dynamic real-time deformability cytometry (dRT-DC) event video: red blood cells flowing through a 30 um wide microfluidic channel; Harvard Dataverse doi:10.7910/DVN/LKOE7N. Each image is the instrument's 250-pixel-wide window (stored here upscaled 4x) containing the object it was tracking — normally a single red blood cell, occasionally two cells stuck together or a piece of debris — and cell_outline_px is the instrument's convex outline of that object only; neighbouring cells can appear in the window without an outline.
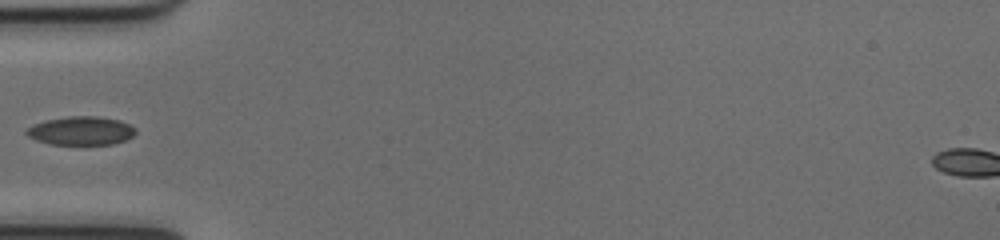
{"species": "common noctule bat (a hibernating species)", "species_latin": "Nyctalus noctula", "temperature_condition": "cold", "stored_images_in_passage": 33, "camera_frame_rate_fps": 3000, "um_per_image_px": 0.085, "animal": {"sex": "female", "body_mass_g": 17.0, "forearm_length_mm": 48.0}, "frame": {"image": 1, "passage_image": 1, "time_ms": 0.0, "image_size_px": [1000, 240], "cell_outline_px": [[136, 132], [132, 136], [124, 140], [112, 144], [48, 144], [36, 140], [28, 136], [24, 132], [28, 128], [36, 124], [48, 120], [68, 116], [96, 116], [120, 120], [136, 128]], "centroid_in_image_um": [6.9, 11.11], "position_along_channel_um": 78.1, "area_um2": 17.98}}
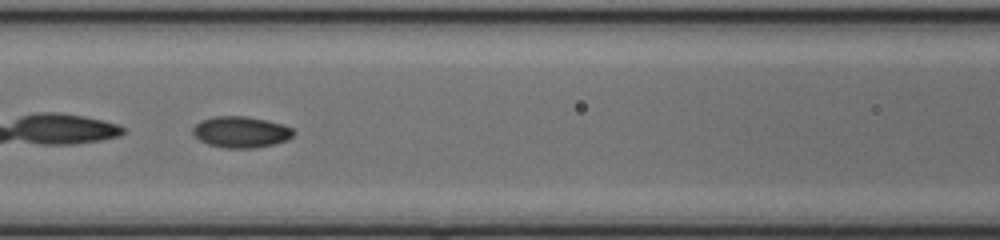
{"frame": {"image": 2, "passage_image": 6, "time_ms": 1.667, "image_size_px": [1000, 240], "cell_outline_px": [[296, 132], [288, 140], [276, 144], [252, 148], [224, 148], [208, 144], [200, 140], [192, 132], [192, 128], [200, 120], [216, 116], [244, 116], [264, 120], [280, 124], [292, 128]], "centroid_in_image_um": [20.48, 11.23], "position_along_channel_um": 146.1, "area_um2": 18.26}}
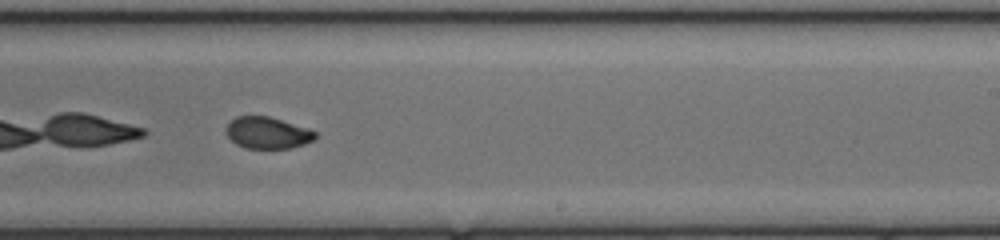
{"frame": {"image": 3, "passage_image": 15, "time_ms": 4.667, "image_size_px": [1000, 240], "cell_outline_px": [[316, 136], [312, 140], [304, 144], [288, 148], [244, 148], [236, 144], [224, 132], [224, 128], [236, 116], [268, 116], [308, 128], [316, 132]], "centroid_in_image_um": [22.7, 11.29], "position_along_channel_um": 266.3, "area_um2": 16.36}}